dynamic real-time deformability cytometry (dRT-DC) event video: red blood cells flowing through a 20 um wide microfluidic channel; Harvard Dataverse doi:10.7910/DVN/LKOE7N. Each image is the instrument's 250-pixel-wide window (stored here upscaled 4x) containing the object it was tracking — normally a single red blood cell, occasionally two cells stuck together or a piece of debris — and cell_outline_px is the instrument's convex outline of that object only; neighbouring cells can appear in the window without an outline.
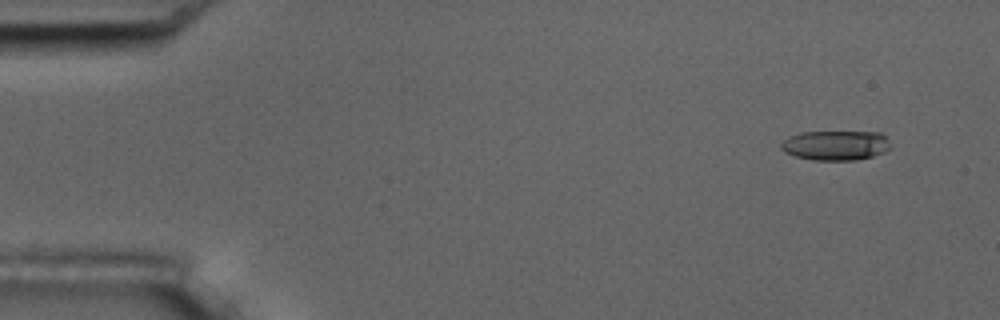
{"species": "common noctule bat (a hibernating species)", "species_latin": "Nyctalus noctula", "temperature_condition": "room temperature", "stored_images_in_passage": 8, "camera_frame_rate_fps": 3000, "um_per_image_px": 0.085, "animal": {"sex": "male", "body_mass_g": 17.5, "forearm_length_mm": 52.3}, "frame": {"image": 1, "passage_image": 1, "time_ms": 0.0, "image_size_px": [1000, 320], "cell_outline_px": [[892, 148], [884, 152], [872, 156], [856, 160], [812, 160], [796, 156], [784, 152], [780, 148], [780, 144], [784, 140], [800, 132], [880, 132], [892, 144]], "centroid_in_image_um": [71.05, 12.36], "position_along_channel_um": 13.9, "area_um2": 19.02}}
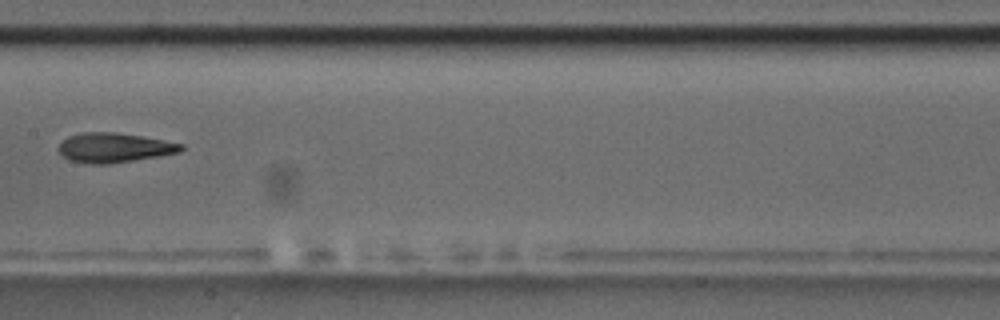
{"frame": {"image": 2, "passage_image": 7, "time_ms": 8.0, "image_size_px": [1000, 320], "cell_outline_px": [[184, 148], [180, 152], [160, 156], [108, 164], [92, 164], [68, 160], [56, 148], [68, 136], [84, 132], [116, 132], [164, 140], [184, 144]], "centroid_in_image_um": [9.71, 12.55], "position_along_channel_um": 197.7, "area_um2": 21.1}}
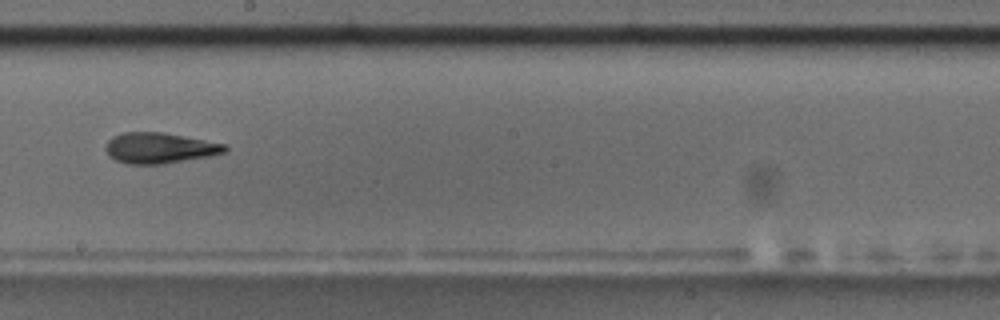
{"frame": {"image": 3, "passage_image": 8, "time_ms": 9.0, "image_size_px": [1000, 320], "cell_outline_px": [[228, 148], [224, 152], [208, 156], [160, 164], [128, 164], [116, 160], [108, 156], [104, 148], [108, 140], [112, 136], [124, 132], [160, 132], [228, 144]], "centroid_in_image_um": [13.52, 12.57], "position_along_channel_um": 234.7, "area_um2": 21.21}}